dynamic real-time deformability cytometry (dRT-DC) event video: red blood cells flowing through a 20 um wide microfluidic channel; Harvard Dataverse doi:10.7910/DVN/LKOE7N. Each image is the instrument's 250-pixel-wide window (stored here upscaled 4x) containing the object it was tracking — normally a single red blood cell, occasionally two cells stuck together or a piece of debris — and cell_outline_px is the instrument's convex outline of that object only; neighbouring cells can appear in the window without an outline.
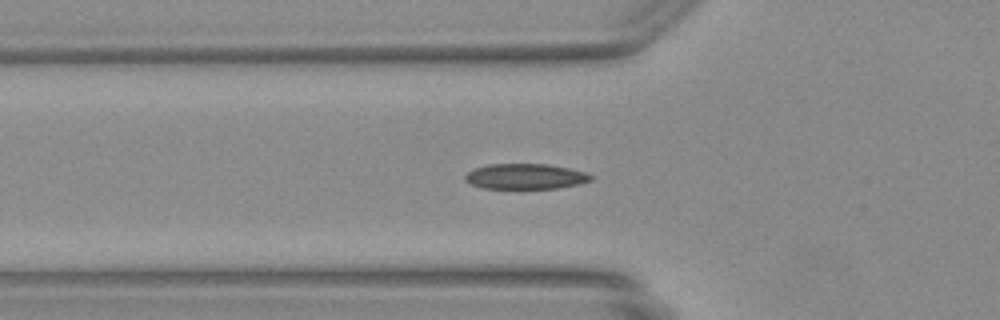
{"species": "Egyptian fruit bat (a non-hibernating species)", "species_latin": "Rousettus aegyptiacus", "temperature_condition": "warm", "stored_images_in_passage": 34, "camera_frame_rate_fps": 3000, "um_per_image_px": 0.085, "animal": {"sex": "female"}, "frame": {"image": 1, "passage_image": 3, "time_ms": 0.667, "image_size_px": [1000, 320], "cell_outline_px": [[592, 180], [580, 184], [556, 188], [480, 188], [464, 180], [464, 176], [468, 172], [476, 168], [488, 164], [548, 164], [568, 168], [584, 172], [592, 176]], "centroid_in_image_um": [44.64, 14.99], "position_along_channel_um": 81.2, "area_um2": 18.5}}
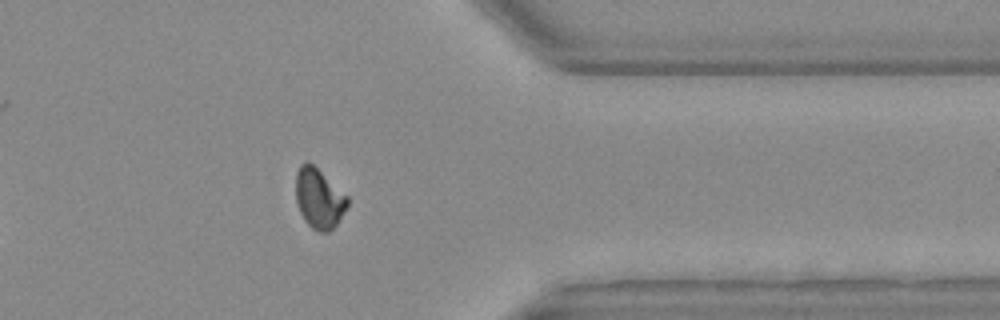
{"frame": {"image": 2, "passage_image": 25, "time_ms": 8.0, "image_size_px": [1000, 320], "cell_outline_px": [[348, 204], [336, 224], [328, 232], [320, 232], [312, 228], [304, 220], [300, 212], [296, 200], [296, 172], [300, 164], [304, 160], [308, 160], [348, 196]], "centroid_in_image_um": [27.09, 16.84], "position_along_channel_um": 384.3, "area_um2": 17.98}}
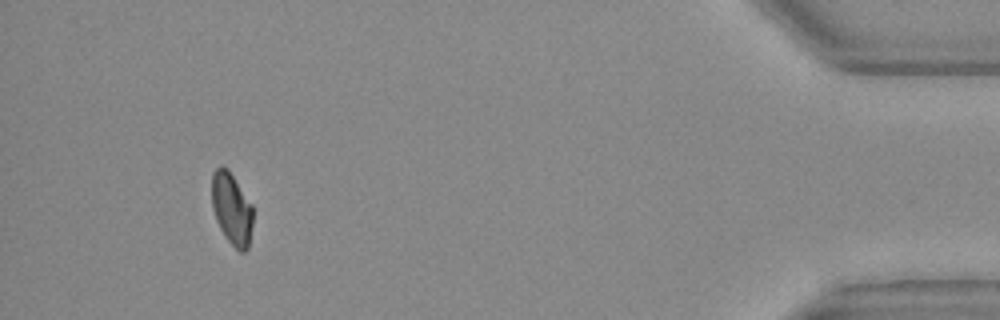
{"frame": {"image": 3, "passage_image": 31, "time_ms": 10.0, "image_size_px": [1000, 320], "cell_outline_px": [[252, 224], [248, 248], [244, 252], [240, 252], [228, 240], [220, 228], [216, 220], [212, 208], [212, 172], [220, 164], [228, 168], [252, 204]], "centroid_in_image_um": [19.68, 17.7], "position_along_channel_um": 415.5, "area_um2": 17.28}}